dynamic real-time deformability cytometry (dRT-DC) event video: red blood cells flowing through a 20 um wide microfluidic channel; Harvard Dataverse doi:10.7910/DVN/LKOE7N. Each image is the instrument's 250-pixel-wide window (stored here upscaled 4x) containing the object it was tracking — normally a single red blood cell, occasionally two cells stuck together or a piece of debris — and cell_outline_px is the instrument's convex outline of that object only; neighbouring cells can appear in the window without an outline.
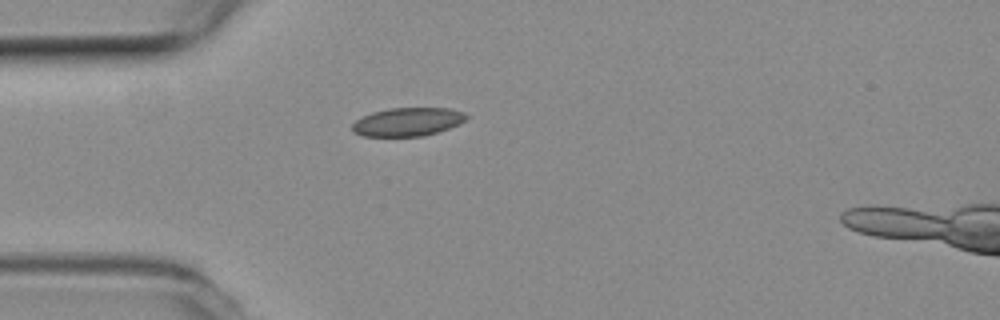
{"species": "common noctule bat (a hibernating species)", "species_latin": "Nyctalus noctula", "temperature_condition": "room temperature", "stored_images_in_passage": 12, "camera_frame_rate_fps": 3000, "um_per_image_px": 0.085, "animal": {"sex": "female", "body_mass_g": 19.3, "forearm_length_mm": 54.1}, "frame": {"image": 1, "passage_image": 1, "time_ms": 0.0, "image_size_px": [1000, 320], "cell_outline_px": [[468, 116], [464, 120], [448, 128], [424, 136], [364, 136], [352, 132], [352, 124], [356, 120], [372, 112], [388, 108], [452, 108], [464, 112]], "centroid_in_image_um": [34.62, 10.35], "position_along_channel_um": 50.4, "area_um2": 18.79}}
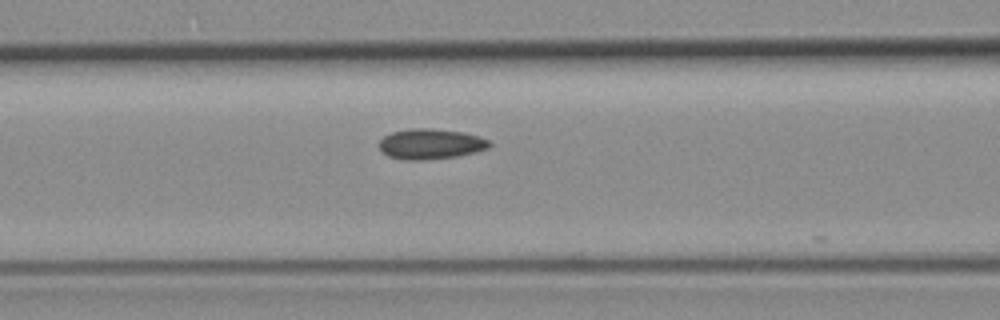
{"frame": {"image": 2, "passage_image": 8, "time_ms": 2.333, "image_size_px": [1000, 320], "cell_outline_px": [[492, 144], [488, 148], [476, 152], [456, 156], [424, 160], [404, 160], [388, 156], [380, 148], [380, 140], [384, 136], [392, 132], [412, 128], [432, 128], [464, 132], [480, 136], [488, 140]], "centroid_in_image_um": [36.63, 12.23], "position_along_channel_um": 130.0, "area_um2": 19.54}}
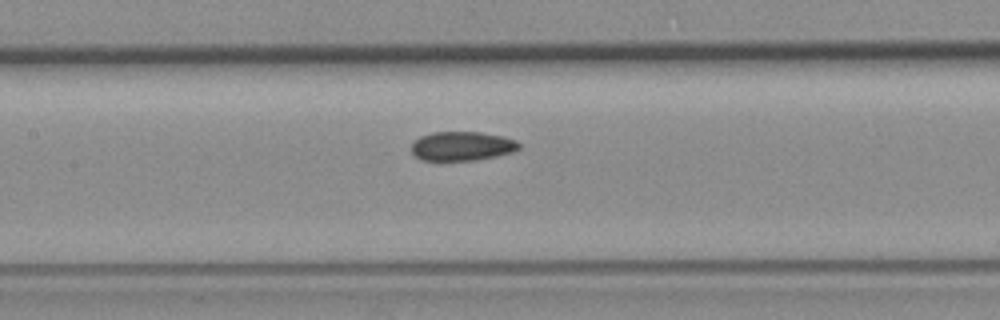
{"frame": {"image": 3, "passage_image": 11, "time_ms": 3.333, "image_size_px": [1000, 320], "cell_outline_px": [[520, 148], [512, 152], [476, 160], [420, 160], [412, 152], [412, 144], [420, 136], [432, 132], [480, 132], [504, 136], [516, 140], [520, 144]], "centroid_in_image_um": [39.28, 12.41], "position_along_channel_um": 168.1, "area_um2": 18.21}}